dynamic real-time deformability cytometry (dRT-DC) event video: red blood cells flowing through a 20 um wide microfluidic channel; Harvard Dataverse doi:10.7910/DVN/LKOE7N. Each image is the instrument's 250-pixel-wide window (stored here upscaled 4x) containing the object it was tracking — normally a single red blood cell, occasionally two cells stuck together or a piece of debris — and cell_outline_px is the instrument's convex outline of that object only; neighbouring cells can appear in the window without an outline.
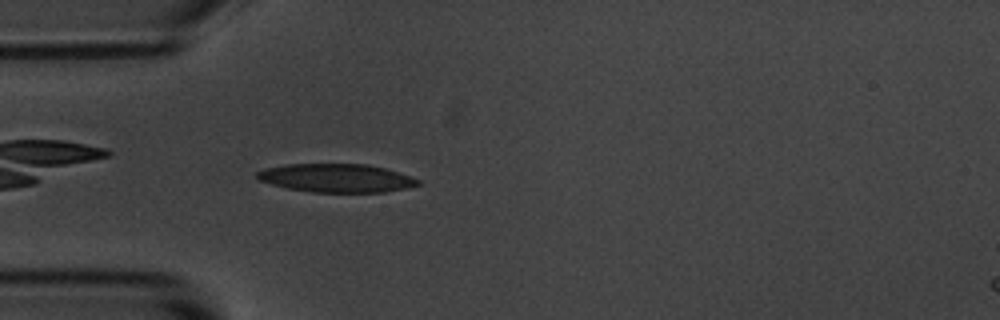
{"species": "common noctule bat (a hibernating species)", "species_latin": "Nyctalus noctula", "temperature_condition": "room temperature", "stored_images_in_passage": 5, "camera_frame_rate_fps": 3000, "um_per_image_px": 0.085, "animal": {"sex": "male", "body_mass_g": 20.1, "forearm_length_mm": 53.5}, "frame": {"image": 1, "passage_image": 5, "time_ms": 4.667, "image_size_px": [1000, 320], "cell_outline_px": [[420, 184], [404, 188], [384, 192], [312, 192], [288, 188], [256, 180], [256, 172], [264, 168], [284, 164], [368, 164], [384, 168], [420, 180]], "centroid_in_image_um": [28.52, 15.13], "position_along_channel_um": 56.5, "area_um2": 26.53}}